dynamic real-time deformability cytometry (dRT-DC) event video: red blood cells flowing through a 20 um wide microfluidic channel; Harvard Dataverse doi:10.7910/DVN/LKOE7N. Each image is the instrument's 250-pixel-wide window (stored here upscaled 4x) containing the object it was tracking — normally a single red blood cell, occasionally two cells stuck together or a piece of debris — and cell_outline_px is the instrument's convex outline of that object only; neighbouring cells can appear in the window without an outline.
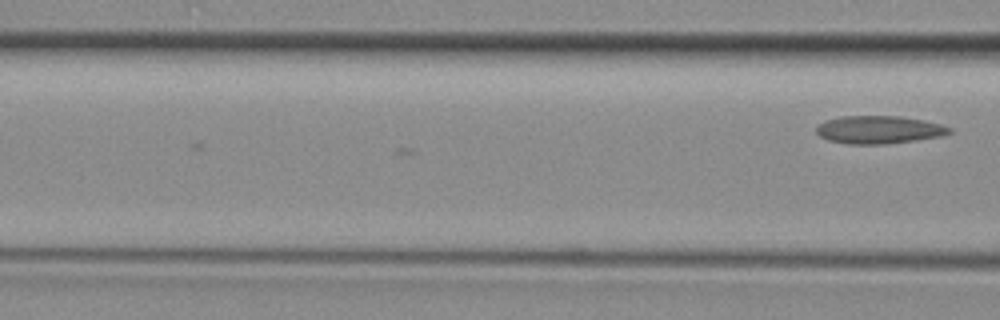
{"species": "common noctule bat (a hibernating species)", "species_latin": "Nyctalus noctula", "temperature_condition": "room temperature", "stored_images_in_passage": 4, "camera_frame_rate_fps": 3000, "um_per_image_px": 0.085, "animal": {"sex": "female", "body_mass_g": 29.2, "forearm_length_mm": 56.3}, "frame": {"image": 1, "passage_image": 4, "time_ms": 1.0, "image_size_px": [1000, 320], "cell_outline_px": [[952, 132], [940, 136], [884, 144], [848, 144], [828, 140], [820, 136], [816, 132], [816, 124], [824, 120], [840, 116], [900, 116], [924, 120], [940, 124], [952, 128]], "centroid_in_image_um": [74.65, 11.01], "position_along_channel_um": 91.9, "area_um2": 21.62}}